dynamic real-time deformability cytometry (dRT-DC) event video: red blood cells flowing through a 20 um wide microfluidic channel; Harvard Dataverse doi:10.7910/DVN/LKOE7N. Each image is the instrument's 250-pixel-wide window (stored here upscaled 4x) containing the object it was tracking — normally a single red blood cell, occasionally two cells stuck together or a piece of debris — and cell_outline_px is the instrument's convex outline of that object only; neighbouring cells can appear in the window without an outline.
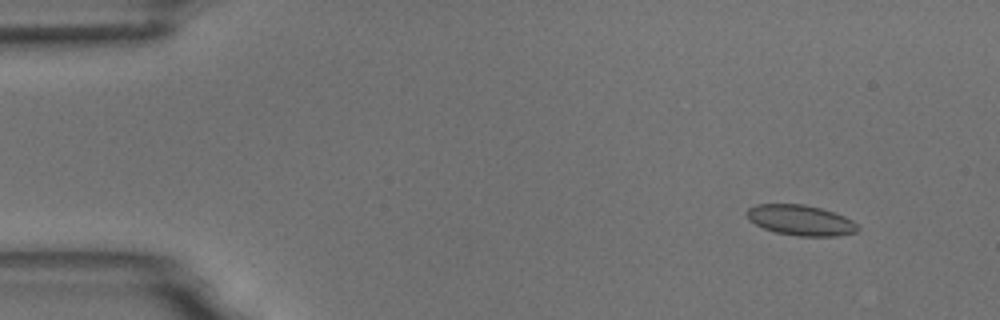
{"species": "common noctule bat (a hibernating species)", "species_latin": "Nyctalus noctula", "temperature_condition": "room temperature", "stored_images_in_passage": 4, "camera_frame_rate_fps": 3000, "um_per_image_px": 0.085, "animal": {"sex": "male", "body_mass_g": 18.8}, "frame": {"image": 1, "passage_image": 1, "time_ms": 0.0, "image_size_px": [1000, 320], "cell_outline_px": [[860, 228], [856, 232], [836, 236], [796, 236], [776, 232], [764, 228], [748, 220], [744, 212], [748, 208], [756, 204], [804, 204], [820, 208], [844, 216], [852, 220]], "centroid_in_image_um": [68.02, 18.71], "position_along_channel_um": 17.0, "area_um2": 19.71}}
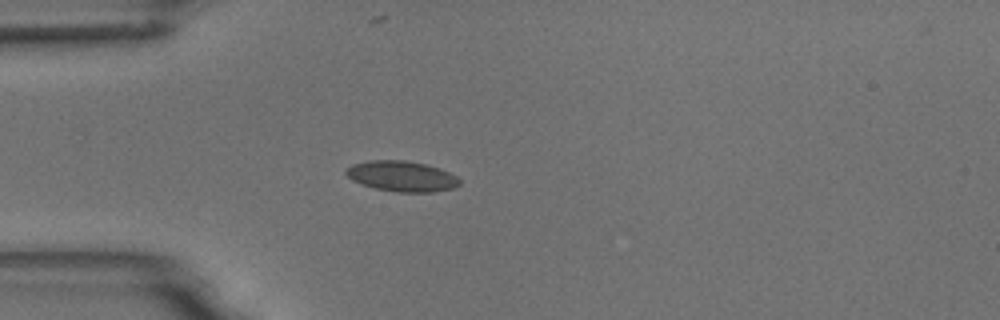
{"frame": {"image": 2, "passage_image": 4, "time_ms": 3.333, "image_size_px": [1000, 320], "cell_outline_px": [[460, 184], [456, 188], [436, 192], [396, 192], [376, 188], [360, 184], [352, 180], [344, 172], [352, 164], [368, 160], [404, 160], [424, 164], [440, 168], [456, 176], [460, 180]], "centroid_in_image_um": [34.17, 14.98], "position_along_channel_um": 50.8, "area_um2": 20.29}}